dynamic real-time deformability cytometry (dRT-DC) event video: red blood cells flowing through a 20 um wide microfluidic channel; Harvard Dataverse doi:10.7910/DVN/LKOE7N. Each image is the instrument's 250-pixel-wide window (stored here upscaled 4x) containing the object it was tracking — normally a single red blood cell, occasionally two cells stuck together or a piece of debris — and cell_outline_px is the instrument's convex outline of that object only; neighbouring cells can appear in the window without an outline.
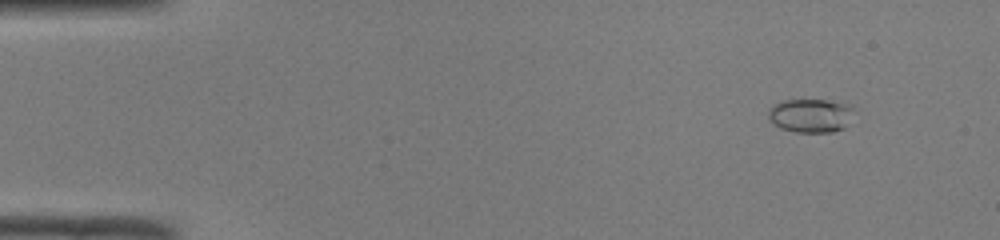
{"species": "common noctule bat (a hibernating species)", "species_latin": "Nyctalus noctula", "temperature_condition": "room temperature", "stored_images_in_passage": 47, "camera_frame_rate_fps": 3000, "um_per_image_px": 0.085, "animal": {"sex": "male", "body_mass_g": 19.0, "forearm_length_mm": 50.8}, "frame": {"image": 1, "passage_image": 1, "time_ms": 0.0, "image_size_px": [1000, 240], "cell_outline_px": [[856, 108], [844, 128], [832, 132], [796, 132], [780, 128], [768, 116], [768, 108], [772, 104], [784, 100], [828, 100], [852, 104]], "centroid_in_image_um": [68.93, 9.8], "position_along_channel_um": 16.1, "area_um2": 16.99}}
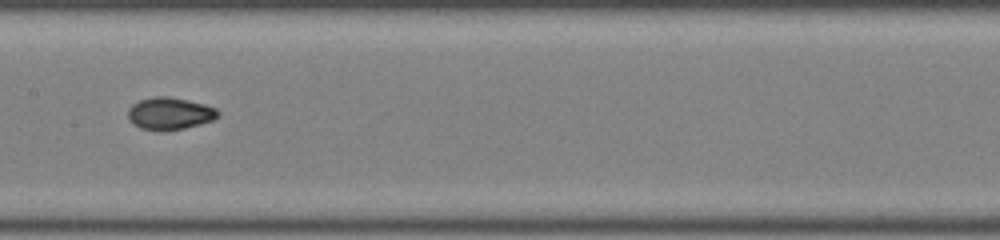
{"frame": {"image": 2, "passage_image": 23, "time_ms": 7.333, "image_size_px": [1000, 240], "cell_outline_px": [[220, 116], [212, 120], [200, 124], [184, 128], [140, 128], [132, 124], [128, 116], [128, 108], [132, 104], [140, 100], [156, 96], [168, 96], [188, 100], [204, 104], [216, 108], [220, 112]], "centroid_in_image_um": [14.45, 9.61], "position_along_channel_um": 193.0, "area_um2": 16.47}}
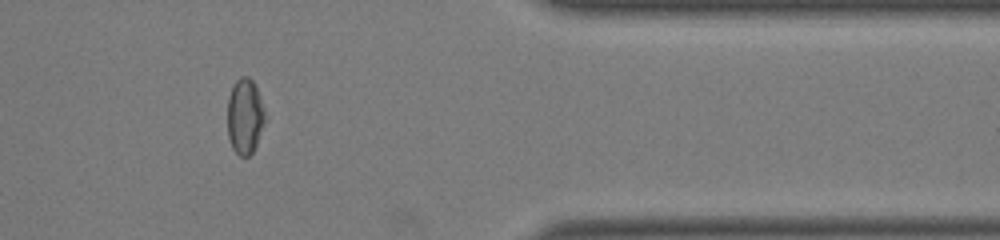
{"frame": {"image": 3, "passage_image": 39, "time_ms": 12.667, "image_size_px": [1000, 240], "cell_outline_px": [[264, 120], [256, 144], [252, 152], [248, 156], [240, 156], [232, 148], [228, 136], [228, 96], [236, 80], [240, 76], [248, 76], [252, 80], [256, 88], [264, 112]], "centroid_in_image_um": [20.78, 9.88], "position_along_channel_um": 390.6, "area_um2": 16.07}, "authors_computed_cell_mechanics": {"area_um2": 16.5308, "velocity_mm_per_s": 4.0503, "shape_relaxation_time_tau1_ms": 2.5355, "shape_relaxation_time_tau2_ms": 4.6819, "deformation_change_tau1": 0.0997, "deformation_change_tau2": 0.0808}}